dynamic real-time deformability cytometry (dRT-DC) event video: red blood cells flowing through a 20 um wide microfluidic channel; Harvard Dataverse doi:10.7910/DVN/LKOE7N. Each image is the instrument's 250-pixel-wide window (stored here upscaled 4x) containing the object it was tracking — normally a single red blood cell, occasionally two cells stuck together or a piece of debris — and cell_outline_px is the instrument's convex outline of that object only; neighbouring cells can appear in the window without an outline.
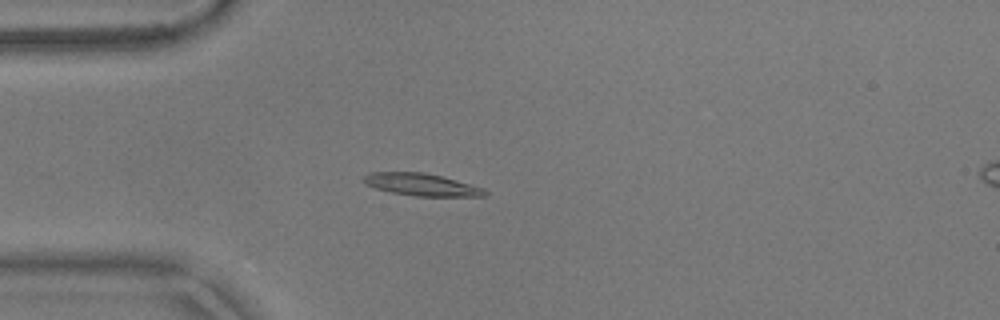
{"species": "common noctule bat (a hibernating species)", "species_latin": "Nyctalus noctula", "temperature_condition": "warm", "stored_images_in_passage": 26, "camera_frame_rate_fps": 3000, "um_per_image_px": 0.085, "animal": {"sex": "male", "body_mass_g": 17.9}, "frame": {"image": 1, "passage_image": 15, "time_ms": 4.667, "image_size_px": [1000, 320], "cell_outline_px": [[488, 196], [416, 196], [392, 192], [376, 188], [364, 184], [360, 180], [368, 172], [424, 172], [456, 180], [484, 188], [488, 192]], "centroid_in_image_um": [35.8, 15.69], "position_along_channel_um": 49.2, "area_um2": 15.78}}
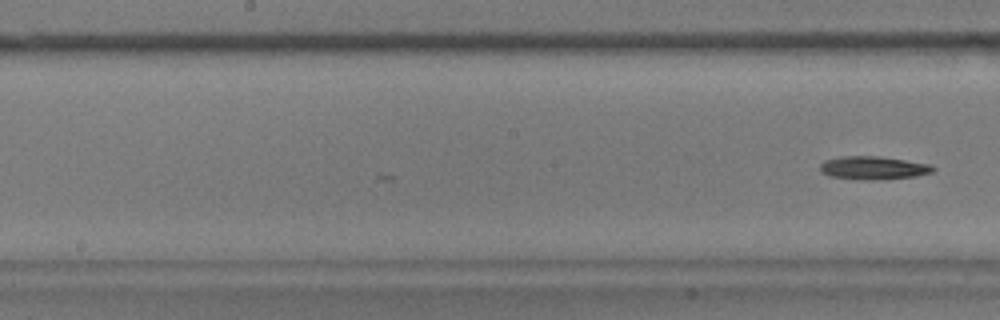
{"frame": {"image": 2, "passage_image": 26, "time_ms": 8.333, "image_size_px": [1000, 320], "cell_outline_px": [[936, 168], [932, 172], [916, 176], [876, 180], [856, 180], [828, 176], [820, 172], [820, 164], [824, 160], [840, 156], [876, 156], [904, 160], [928, 164]], "centroid_in_image_um": [74.16, 14.28], "position_along_channel_um": 174.0, "area_um2": 15.37}}